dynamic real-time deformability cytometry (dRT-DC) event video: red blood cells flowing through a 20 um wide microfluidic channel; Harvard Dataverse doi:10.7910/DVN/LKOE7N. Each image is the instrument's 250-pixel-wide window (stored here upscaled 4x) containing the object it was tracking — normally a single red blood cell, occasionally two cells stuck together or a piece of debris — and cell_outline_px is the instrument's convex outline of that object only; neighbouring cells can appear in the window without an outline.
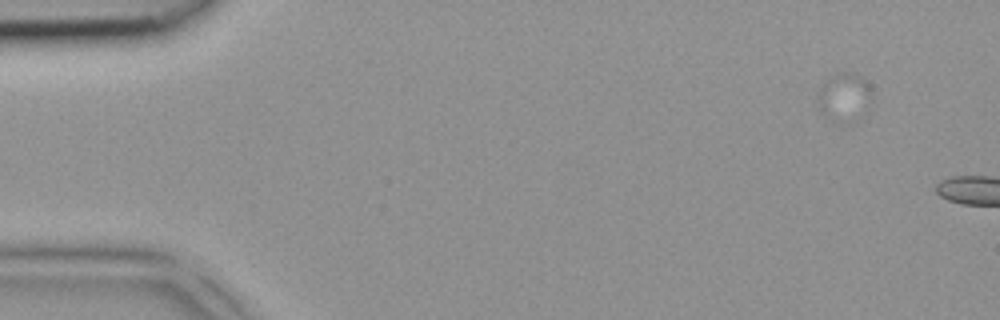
{"species": "common noctule bat (a hibernating species)", "species_latin": "Nyctalus noctula", "temperature_condition": "room temperature", "stored_images_in_passage": 2, "camera_frame_rate_fps": 3000, "um_per_image_px": 0.085, "animal": {"sex": "female", "body_mass_g": 18.4}, "frame": {"image": 1, "passage_image": 1, "time_ms": 0.0, "image_size_px": [1000, 320], "cell_outline_px": [[872, 100], [868, 112], [856, 124], [836, 124], [824, 116], [820, 112], [816, 100], [816, 96], [820, 88], [828, 76], [840, 72], [856, 72], [868, 84], [872, 92]], "centroid_in_image_um": [71.78, 8.34], "position_along_channel_um": 13.2, "area_um2": 16.53}}